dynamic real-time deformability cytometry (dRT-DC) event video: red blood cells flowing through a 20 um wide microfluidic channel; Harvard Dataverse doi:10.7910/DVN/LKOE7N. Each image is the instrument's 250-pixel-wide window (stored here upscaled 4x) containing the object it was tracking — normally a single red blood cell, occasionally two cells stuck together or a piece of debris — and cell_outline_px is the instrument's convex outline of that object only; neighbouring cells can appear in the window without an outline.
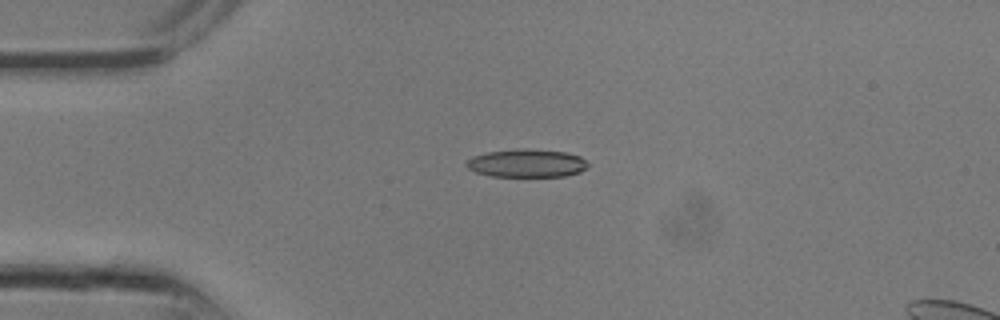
{"species": "common noctule bat (a hibernating species)", "species_latin": "Nyctalus noctula", "temperature_condition": "room temperature", "stored_images_in_passage": 10, "camera_frame_rate_fps": 3000, "um_per_image_px": 0.085, "animal": {"sex": "male", "body_mass_g": 13.3}, "frame": {"image": 1, "passage_image": 5, "time_ms": 1.333, "image_size_px": [1000, 320], "cell_outline_px": [[588, 168], [580, 172], [564, 176], [492, 176], [476, 172], [468, 168], [464, 164], [472, 156], [488, 152], [516, 148], [528, 148], [568, 152], [580, 156], [588, 164]], "centroid_in_image_um": [44.78, 13.86], "position_along_channel_um": 40.2, "area_um2": 20.06}}
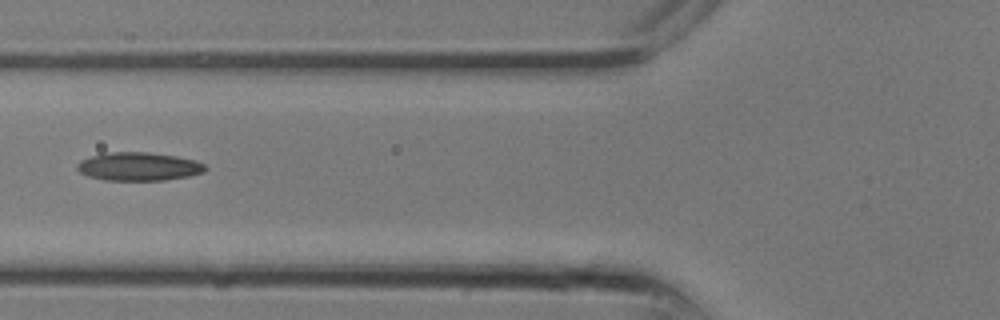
{"frame": {"image": 2, "passage_image": 9, "time_ms": 2.667, "image_size_px": [1000, 320], "cell_outline_px": [[208, 168], [204, 172], [188, 176], [164, 180], [104, 180], [88, 176], [80, 172], [76, 168], [76, 164], [80, 160], [104, 152], [148, 152], [176, 156], [196, 160], [204, 164]], "centroid_in_image_um": [11.78, 14.15], "position_along_channel_um": 114.0, "area_um2": 21.27}}